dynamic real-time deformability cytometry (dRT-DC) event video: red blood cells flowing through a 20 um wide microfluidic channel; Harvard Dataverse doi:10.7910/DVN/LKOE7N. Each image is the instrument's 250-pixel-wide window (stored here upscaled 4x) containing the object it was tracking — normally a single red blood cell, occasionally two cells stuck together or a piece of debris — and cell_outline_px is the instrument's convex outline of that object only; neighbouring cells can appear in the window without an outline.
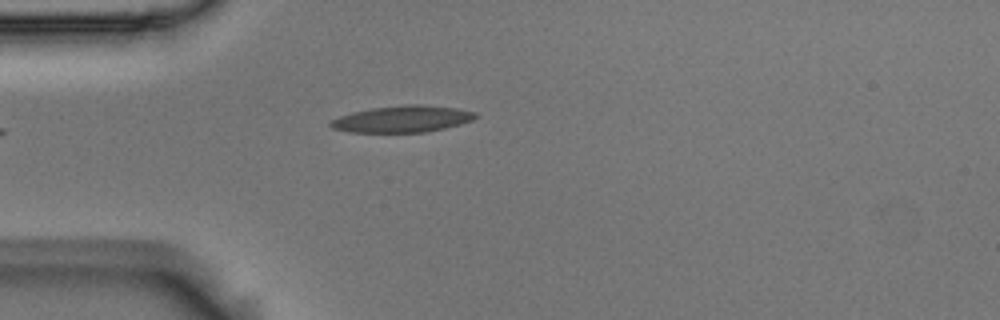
{"species": "Egyptian fruit bat (a non-hibernating species)", "species_latin": "Rousettus aegyptiacus", "temperature_condition": "room temperature", "stored_images_in_passage": 4, "camera_frame_rate_fps": 3000, "um_per_image_px": 0.085, "animal": {"sex": "male"}, "frame": {"image": 1, "passage_image": 4, "time_ms": 1.0, "image_size_px": [1000, 320], "cell_outline_px": [[480, 116], [472, 120], [460, 124], [444, 128], [424, 132], [348, 132], [332, 128], [328, 124], [332, 120], [340, 116], [352, 112], [372, 108], [408, 104], [420, 104], [456, 108], [476, 112]], "centroid_in_image_um": [34.22, 10.11], "position_along_channel_um": 50.8, "area_um2": 22.43}}